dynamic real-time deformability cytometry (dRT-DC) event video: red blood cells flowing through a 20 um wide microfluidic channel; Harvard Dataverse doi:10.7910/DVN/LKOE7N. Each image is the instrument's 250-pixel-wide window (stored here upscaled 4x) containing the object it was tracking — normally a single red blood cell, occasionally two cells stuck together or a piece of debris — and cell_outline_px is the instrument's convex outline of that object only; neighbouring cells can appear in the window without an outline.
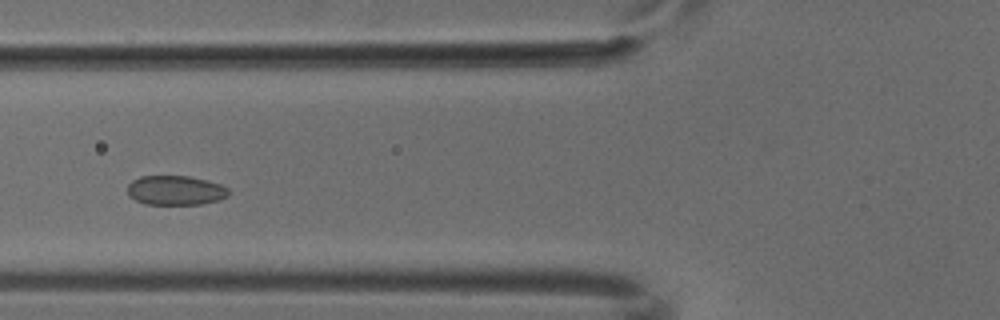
{"species": "common noctule bat (a hibernating species)", "species_latin": "Nyctalus noctula", "temperature_condition": "cold", "stored_images_in_passage": 5, "camera_frame_rate_fps": 3000, "um_per_image_px": 0.085, "animal": {"sex": "male", "body_mass_g": 18.8}, "frame": {"image": 1, "passage_image": 4, "time_ms": 1.0, "image_size_px": [1000, 320], "cell_outline_px": [[228, 196], [216, 200], [200, 204], [144, 204], [128, 196], [128, 184], [132, 180], [140, 176], [188, 176], [220, 184], [228, 188]], "centroid_in_image_um": [14.87, 16.18], "position_along_channel_um": 110.9, "area_um2": 17.22}}
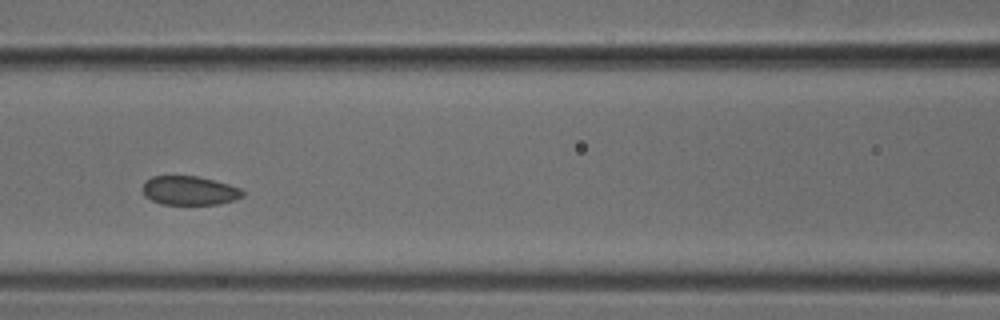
{"frame": {"image": 2, "passage_image": 5, "time_ms": 1.333, "image_size_px": [1000, 320], "cell_outline_px": [[244, 196], [220, 204], [160, 204], [144, 196], [140, 188], [144, 180], [152, 176], [196, 176], [228, 184], [240, 188], [244, 192]], "centroid_in_image_um": [16.04, 16.19], "position_along_channel_um": 150.6, "area_um2": 16.99}}